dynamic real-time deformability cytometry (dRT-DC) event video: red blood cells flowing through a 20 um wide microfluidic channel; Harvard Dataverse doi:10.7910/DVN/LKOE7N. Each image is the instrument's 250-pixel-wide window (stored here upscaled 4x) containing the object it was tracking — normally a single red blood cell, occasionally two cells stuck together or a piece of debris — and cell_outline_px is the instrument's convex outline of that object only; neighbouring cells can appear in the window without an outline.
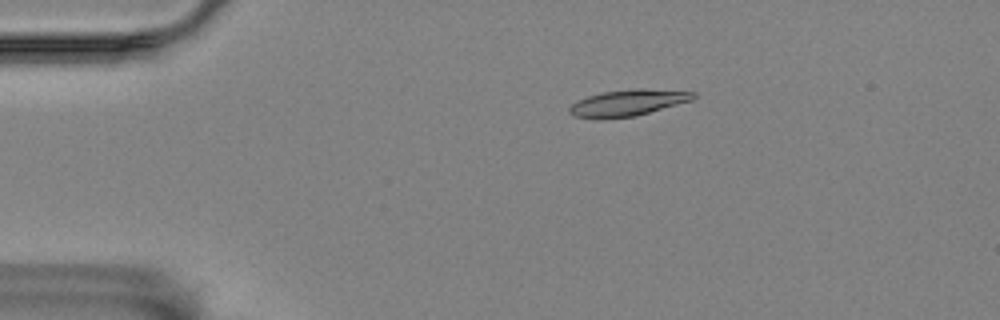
{"species": "Egyptian fruit bat (a non-hibernating species)", "species_latin": "Rousettus aegyptiacus", "temperature_condition": "room temperature", "stored_images_in_passage": 4, "camera_frame_rate_fps": 3000, "um_per_image_px": 0.085, "animal": {"sex": "female"}, "frame": {"image": 1, "passage_image": 2, "time_ms": 1.333, "image_size_px": [1000, 320], "cell_outline_px": [[696, 96], [692, 100], [636, 116], [572, 116], [568, 112], [568, 108], [572, 104], [588, 96], [604, 92], [628, 88], [640, 88], [696, 92]], "centroid_in_image_um": [53.44, 8.69], "position_along_channel_um": 31.6, "area_um2": 18.32}}
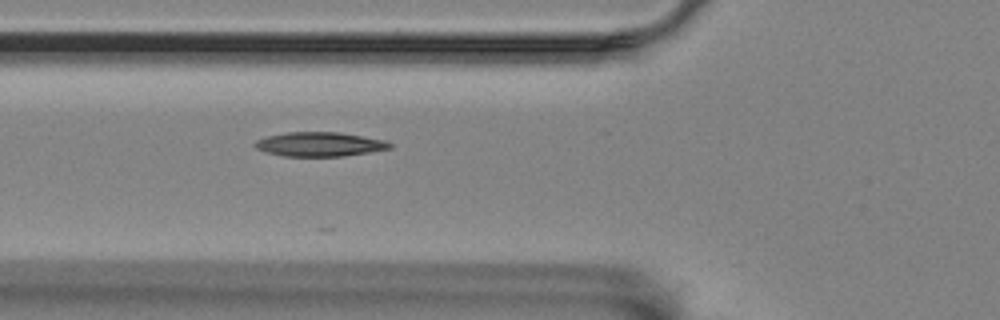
{"frame": {"image": 2, "passage_image": 4, "time_ms": 4.667, "image_size_px": [1000, 320], "cell_outline_px": [[392, 148], [368, 152], [340, 156], [284, 156], [268, 152], [256, 148], [252, 144], [256, 140], [268, 136], [288, 132], [340, 132], [384, 140], [392, 144]], "centroid_in_image_um": [27.16, 12.25], "position_along_channel_um": 98.6, "area_um2": 18.84}}